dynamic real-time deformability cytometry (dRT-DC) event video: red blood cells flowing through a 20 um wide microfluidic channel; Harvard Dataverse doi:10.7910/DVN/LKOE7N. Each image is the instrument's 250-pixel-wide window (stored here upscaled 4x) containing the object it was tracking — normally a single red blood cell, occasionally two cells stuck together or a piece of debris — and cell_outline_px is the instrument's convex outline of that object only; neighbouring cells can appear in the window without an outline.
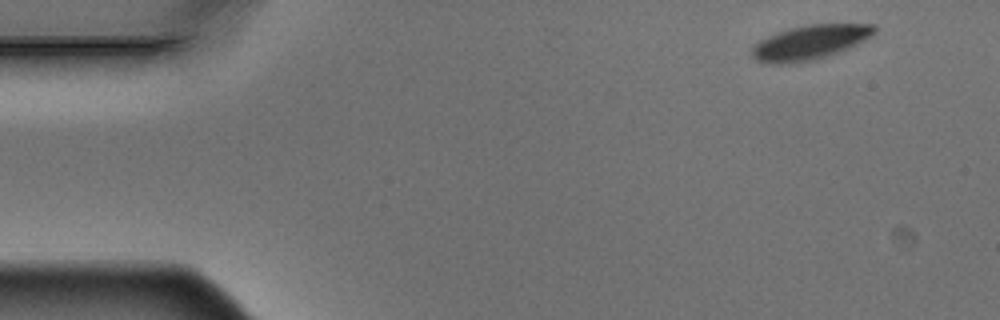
{"species": "Egyptian fruit bat (a non-hibernating species)", "species_latin": "Rousettus aegyptiacus", "temperature_condition": "warm", "stored_images_in_passage": 5, "camera_frame_rate_fps": 3000, "um_per_image_px": 0.085, "animal": {"sex": "male"}, "frame": {"image": 1, "passage_image": 1, "time_ms": 0.0, "image_size_px": [1000, 320], "cell_outline_px": [[876, 32], [872, 36], [856, 44], [836, 52], [812, 60], [780, 64], [772, 64], [756, 60], [752, 56], [752, 44], [768, 36], [792, 28], [808, 24], [876, 24]], "centroid_in_image_um": [68.83, 3.59], "position_along_channel_um": 16.2, "area_um2": 24.16}}
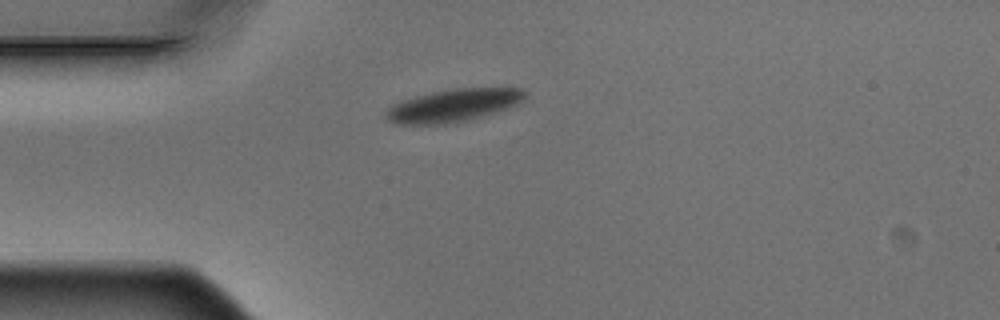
{"frame": {"image": 2, "passage_image": 4, "time_ms": 1.0, "image_size_px": [1000, 320], "cell_outline_px": [[524, 100], [516, 104], [468, 120], [444, 124], [396, 124], [388, 120], [384, 116], [388, 108], [392, 104], [416, 96], [432, 92], [456, 88], [524, 88]], "centroid_in_image_um": [38.48, 8.96], "position_along_channel_um": 46.5, "area_um2": 26.01}}
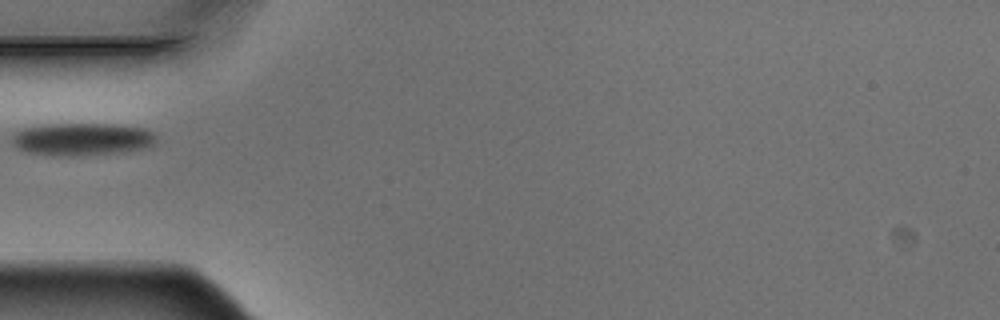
{"frame": {"image": 3, "passage_image": 5, "time_ms": 1.333, "image_size_px": [1000, 320], "cell_outline_px": [[156, 136], [152, 144], [148, 148], [120, 152], [72, 156], [56, 156], [28, 152], [12, 144], [12, 136], [16, 132], [24, 128], [48, 124], [108, 124], [144, 128], [152, 132]], "centroid_in_image_um": [6.97, 11.83], "position_along_channel_um": 78.0, "area_um2": 27.17}}